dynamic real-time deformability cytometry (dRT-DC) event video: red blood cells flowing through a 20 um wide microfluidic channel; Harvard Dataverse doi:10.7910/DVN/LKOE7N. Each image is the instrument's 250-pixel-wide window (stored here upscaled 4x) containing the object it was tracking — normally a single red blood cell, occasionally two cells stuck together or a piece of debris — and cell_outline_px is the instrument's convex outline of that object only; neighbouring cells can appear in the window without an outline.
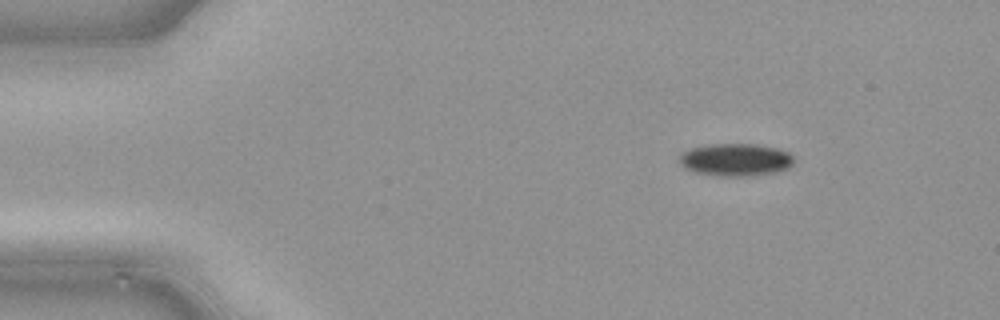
{"species": "common noctule bat (a hibernating species)", "species_latin": "Nyctalus noctula", "temperature_condition": "cold", "stored_images_in_passage": 42, "camera_frame_rate_fps": 3000, "um_per_image_px": 0.085, "animal": {"sex": "male", "body_mass_g": 21.5, "forearm_length_mm": 52.0}, "frame": {"image": 1, "passage_image": 1, "time_ms": 0.0, "image_size_px": [1000, 320], "cell_outline_px": [[792, 164], [788, 168], [776, 172], [744, 176], [720, 176], [696, 172], [684, 168], [680, 164], [680, 156], [688, 148], [704, 144], [756, 144], [776, 148], [788, 152], [792, 156]], "centroid_in_image_um": [62.49, 13.57], "position_along_channel_um": 22.5, "area_um2": 21.68}}
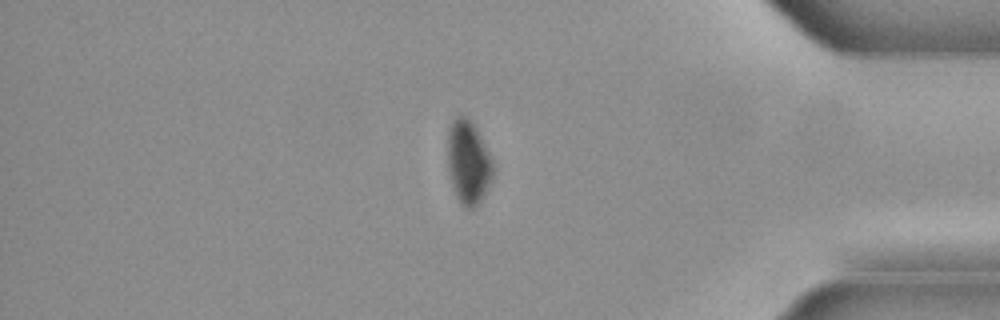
{"frame": {"image": 2, "passage_image": 35, "time_ms": 11.333, "image_size_px": [1000, 320], "cell_outline_px": [[492, 180], [476, 208], [468, 208], [456, 196], [448, 172], [448, 128], [452, 120], [460, 112], [476, 128], [492, 160]], "centroid_in_image_um": [39.78, 13.77], "position_along_channel_um": 395.4, "area_um2": 21.79}}
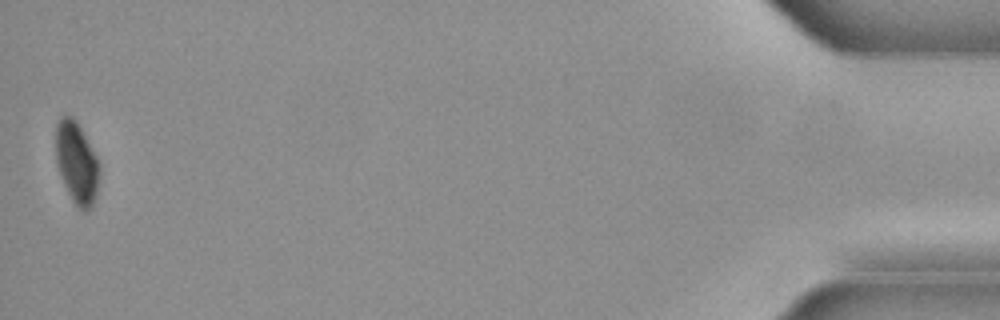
{"frame": {"image": 3, "passage_image": 42, "time_ms": 13.667, "image_size_px": [1000, 320], "cell_outline_px": [[100, 176], [92, 208], [88, 212], [84, 212], [76, 208], [60, 176], [56, 164], [56, 124], [60, 116], [72, 116], [76, 120], [96, 156], [100, 164]], "centroid_in_image_um": [6.52, 13.88], "position_along_channel_um": 428.7, "area_um2": 21.04}}